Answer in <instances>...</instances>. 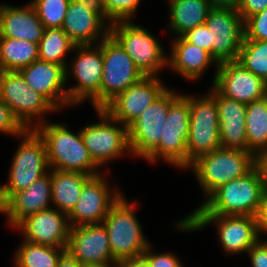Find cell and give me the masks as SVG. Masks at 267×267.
Returning <instances> with one entry per match:
<instances>
[{"label":"cell","instance_id":"6da1fadb","mask_svg":"<svg viewBox=\"0 0 267 267\" xmlns=\"http://www.w3.org/2000/svg\"><path fill=\"white\" fill-rule=\"evenodd\" d=\"M265 189L256 167L243 177L215 189L201 206L189 215H239L255 217Z\"/></svg>","mask_w":267,"mask_h":267},{"label":"cell","instance_id":"7a4b0ae2","mask_svg":"<svg viewBox=\"0 0 267 267\" xmlns=\"http://www.w3.org/2000/svg\"><path fill=\"white\" fill-rule=\"evenodd\" d=\"M42 123L34 130L43 139L50 169L95 176L99 166L89 155L81 132L73 133L63 123Z\"/></svg>","mask_w":267,"mask_h":267},{"label":"cell","instance_id":"3957f363","mask_svg":"<svg viewBox=\"0 0 267 267\" xmlns=\"http://www.w3.org/2000/svg\"><path fill=\"white\" fill-rule=\"evenodd\" d=\"M136 206L135 202H129L121 194L111 205L102 222L108 234L112 257L116 262L143 255L151 244L135 215Z\"/></svg>","mask_w":267,"mask_h":267},{"label":"cell","instance_id":"277c9868","mask_svg":"<svg viewBox=\"0 0 267 267\" xmlns=\"http://www.w3.org/2000/svg\"><path fill=\"white\" fill-rule=\"evenodd\" d=\"M18 138L22 142L13 156L9 180L0 186V207L15 192L27 189L50 171L46 146L39 134L34 129H27Z\"/></svg>","mask_w":267,"mask_h":267},{"label":"cell","instance_id":"5b68a950","mask_svg":"<svg viewBox=\"0 0 267 267\" xmlns=\"http://www.w3.org/2000/svg\"><path fill=\"white\" fill-rule=\"evenodd\" d=\"M211 223H215L222 250L229 255L247 253L261 238L253 216L188 215L178 220L175 226L179 231L190 233L200 231Z\"/></svg>","mask_w":267,"mask_h":267},{"label":"cell","instance_id":"8992f818","mask_svg":"<svg viewBox=\"0 0 267 267\" xmlns=\"http://www.w3.org/2000/svg\"><path fill=\"white\" fill-rule=\"evenodd\" d=\"M255 167V155L237 149L219 148L202 155L188 168L194 172L206 198L219 186L243 177Z\"/></svg>","mask_w":267,"mask_h":267},{"label":"cell","instance_id":"52a82bcc","mask_svg":"<svg viewBox=\"0 0 267 267\" xmlns=\"http://www.w3.org/2000/svg\"><path fill=\"white\" fill-rule=\"evenodd\" d=\"M77 54L65 68L66 83L71 73L76 84L68 87V100L71 106L89 100L94 109H100V87L103 75L102 41L94 45H76ZM70 65V66H69Z\"/></svg>","mask_w":267,"mask_h":267},{"label":"cell","instance_id":"ba28073f","mask_svg":"<svg viewBox=\"0 0 267 267\" xmlns=\"http://www.w3.org/2000/svg\"><path fill=\"white\" fill-rule=\"evenodd\" d=\"M0 99L27 129L45 123V113L58 111L44 96L27 85L18 71H0ZM35 122L31 123V122Z\"/></svg>","mask_w":267,"mask_h":267},{"label":"cell","instance_id":"9c48e42d","mask_svg":"<svg viewBox=\"0 0 267 267\" xmlns=\"http://www.w3.org/2000/svg\"><path fill=\"white\" fill-rule=\"evenodd\" d=\"M110 34L121 44L144 76L157 77L167 67V54L155 35L132 21H116Z\"/></svg>","mask_w":267,"mask_h":267},{"label":"cell","instance_id":"30bf717a","mask_svg":"<svg viewBox=\"0 0 267 267\" xmlns=\"http://www.w3.org/2000/svg\"><path fill=\"white\" fill-rule=\"evenodd\" d=\"M159 145L145 158L148 163L163 161L187 169V139L190 127L189 97L181 95L170 105Z\"/></svg>","mask_w":267,"mask_h":267},{"label":"cell","instance_id":"8fae6325","mask_svg":"<svg viewBox=\"0 0 267 267\" xmlns=\"http://www.w3.org/2000/svg\"><path fill=\"white\" fill-rule=\"evenodd\" d=\"M190 127L187 139V168L198 157L221 148L216 99L209 93L188 95Z\"/></svg>","mask_w":267,"mask_h":267},{"label":"cell","instance_id":"7c38bea8","mask_svg":"<svg viewBox=\"0 0 267 267\" xmlns=\"http://www.w3.org/2000/svg\"><path fill=\"white\" fill-rule=\"evenodd\" d=\"M95 112L100 122L85 126L80 132L89 155L99 167H103L125 153L131 154L128 128L113 119L104 109H95ZM116 124H120V127Z\"/></svg>","mask_w":267,"mask_h":267},{"label":"cell","instance_id":"4fadbf2b","mask_svg":"<svg viewBox=\"0 0 267 267\" xmlns=\"http://www.w3.org/2000/svg\"><path fill=\"white\" fill-rule=\"evenodd\" d=\"M102 52L100 109L144 77L125 49L111 34L102 40Z\"/></svg>","mask_w":267,"mask_h":267},{"label":"cell","instance_id":"5bb4252c","mask_svg":"<svg viewBox=\"0 0 267 267\" xmlns=\"http://www.w3.org/2000/svg\"><path fill=\"white\" fill-rule=\"evenodd\" d=\"M181 94L166 89L128 127V144L131 156L146 158L158 145L170 105Z\"/></svg>","mask_w":267,"mask_h":267},{"label":"cell","instance_id":"9a60e30c","mask_svg":"<svg viewBox=\"0 0 267 267\" xmlns=\"http://www.w3.org/2000/svg\"><path fill=\"white\" fill-rule=\"evenodd\" d=\"M211 57L217 64L237 61L245 37L244 20L237 10L211 8L206 22Z\"/></svg>","mask_w":267,"mask_h":267},{"label":"cell","instance_id":"2e32d148","mask_svg":"<svg viewBox=\"0 0 267 267\" xmlns=\"http://www.w3.org/2000/svg\"><path fill=\"white\" fill-rule=\"evenodd\" d=\"M107 174L91 176L84 184L78 201L68 215L71 227L101 224L111 205L121 196L117 189L111 190Z\"/></svg>","mask_w":267,"mask_h":267},{"label":"cell","instance_id":"e0dca14e","mask_svg":"<svg viewBox=\"0 0 267 267\" xmlns=\"http://www.w3.org/2000/svg\"><path fill=\"white\" fill-rule=\"evenodd\" d=\"M166 89L158 76H144L119 93L103 109L128 128Z\"/></svg>","mask_w":267,"mask_h":267},{"label":"cell","instance_id":"ac0fdd59","mask_svg":"<svg viewBox=\"0 0 267 267\" xmlns=\"http://www.w3.org/2000/svg\"><path fill=\"white\" fill-rule=\"evenodd\" d=\"M213 86L225 97L244 104L266 96L267 83L246 69L239 61L218 64Z\"/></svg>","mask_w":267,"mask_h":267},{"label":"cell","instance_id":"d6986e66","mask_svg":"<svg viewBox=\"0 0 267 267\" xmlns=\"http://www.w3.org/2000/svg\"><path fill=\"white\" fill-rule=\"evenodd\" d=\"M14 229L28 242L67 248L71 226L67 214L51 207L29 215Z\"/></svg>","mask_w":267,"mask_h":267},{"label":"cell","instance_id":"ffe728a7","mask_svg":"<svg viewBox=\"0 0 267 267\" xmlns=\"http://www.w3.org/2000/svg\"><path fill=\"white\" fill-rule=\"evenodd\" d=\"M18 72L28 86L44 96L58 111L71 105L65 89L64 66L38 59Z\"/></svg>","mask_w":267,"mask_h":267},{"label":"cell","instance_id":"44dd1931","mask_svg":"<svg viewBox=\"0 0 267 267\" xmlns=\"http://www.w3.org/2000/svg\"><path fill=\"white\" fill-rule=\"evenodd\" d=\"M66 250L83 266L116 263L102 223L71 227Z\"/></svg>","mask_w":267,"mask_h":267},{"label":"cell","instance_id":"7402d4cb","mask_svg":"<svg viewBox=\"0 0 267 267\" xmlns=\"http://www.w3.org/2000/svg\"><path fill=\"white\" fill-rule=\"evenodd\" d=\"M51 169L27 189L15 192L1 207L8 224L15 228L29 215L51 208Z\"/></svg>","mask_w":267,"mask_h":267},{"label":"cell","instance_id":"603a6c76","mask_svg":"<svg viewBox=\"0 0 267 267\" xmlns=\"http://www.w3.org/2000/svg\"><path fill=\"white\" fill-rule=\"evenodd\" d=\"M208 93L216 99L221 148L251 152L246 138V104L223 96L213 85Z\"/></svg>","mask_w":267,"mask_h":267},{"label":"cell","instance_id":"cb8c5ba5","mask_svg":"<svg viewBox=\"0 0 267 267\" xmlns=\"http://www.w3.org/2000/svg\"><path fill=\"white\" fill-rule=\"evenodd\" d=\"M62 29L75 45L99 44L110 34V26L98 14L73 0L69 2Z\"/></svg>","mask_w":267,"mask_h":267},{"label":"cell","instance_id":"d4e9b609","mask_svg":"<svg viewBox=\"0 0 267 267\" xmlns=\"http://www.w3.org/2000/svg\"><path fill=\"white\" fill-rule=\"evenodd\" d=\"M44 29V25L31 2L23 7L0 5V37L21 39L39 44Z\"/></svg>","mask_w":267,"mask_h":267},{"label":"cell","instance_id":"484cf974","mask_svg":"<svg viewBox=\"0 0 267 267\" xmlns=\"http://www.w3.org/2000/svg\"><path fill=\"white\" fill-rule=\"evenodd\" d=\"M170 47V55H167L168 68L189 81L198 80L212 64L218 67L209 52L189 43L183 36L174 38Z\"/></svg>","mask_w":267,"mask_h":267},{"label":"cell","instance_id":"4316f807","mask_svg":"<svg viewBox=\"0 0 267 267\" xmlns=\"http://www.w3.org/2000/svg\"><path fill=\"white\" fill-rule=\"evenodd\" d=\"M169 31L173 38L182 37L194 27L206 22L208 13L212 8L209 0H168Z\"/></svg>","mask_w":267,"mask_h":267},{"label":"cell","instance_id":"83f0119b","mask_svg":"<svg viewBox=\"0 0 267 267\" xmlns=\"http://www.w3.org/2000/svg\"><path fill=\"white\" fill-rule=\"evenodd\" d=\"M91 177L80 172L51 169L53 208L69 215L81 195L85 182Z\"/></svg>","mask_w":267,"mask_h":267},{"label":"cell","instance_id":"f1b7e54d","mask_svg":"<svg viewBox=\"0 0 267 267\" xmlns=\"http://www.w3.org/2000/svg\"><path fill=\"white\" fill-rule=\"evenodd\" d=\"M38 59L37 43L0 37V71H19Z\"/></svg>","mask_w":267,"mask_h":267},{"label":"cell","instance_id":"f546056e","mask_svg":"<svg viewBox=\"0 0 267 267\" xmlns=\"http://www.w3.org/2000/svg\"><path fill=\"white\" fill-rule=\"evenodd\" d=\"M248 149L256 155L267 148V96L246 104L245 116Z\"/></svg>","mask_w":267,"mask_h":267},{"label":"cell","instance_id":"4dcf8cb0","mask_svg":"<svg viewBox=\"0 0 267 267\" xmlns=\"http://www.w3.org/2000/svg\"><path fill=\"white\" fill-rule=\"evenodd\" d=\"M66 248L35 244L23 240L14 254L15 267H57Z\"/></svg>","mask_w":267,"mask_h":267},{"label":"cell","instance_id":"1f68e13d","mask_svg":"<svg viewBox=\"0 0 267 267\" xmlns=\"http://www.w3.org/2000/svg\"><path fill=\"white\" fill-rule=\"evenodd\" d=\"M75 46L62 28H45L38 44L39 60L56 63L66 68L67 54L71 51L73 53Z\"/></svg>","mask_w":267,"mask_h":267},{"label":"cell","instance_id":"d6a6232c","mask_svg":"<svg viewBox=\"0 0 267 267\" xmlns=\"http://www.w3.org/2000/svg\"><path fill=\"white\" fill-rule=\"evenodd\" d=\"M237 61L267 83V40H243Z\"/></svg>","mask_w":267,"mask_h":267},{"label":"cell","instance_id":"836d02e7","mask_svg":"<svg viewBox=\"0 0 267 267\" xmlns=\"http://www.w3.org/2000/svg\"><path fill=\"white\" fill-rule=\"evenodd\" d=\"M44 28H62L70 0H32Z\"/></svg>","mask_w":267,"mask_h":267},{"label":"cell","instance_id":"e575fe53","mask_svg":"<svg viewBox=\"0 0 267 267\" xmlns=\"http://www.w3.org/2000/svg\"><path fill=\"white\" fill-rule=\"evenodd\" d=\"M141 0H103L106 17L112 22L130 21L136 16Z\"/></svg>","mask_w":267,"mask_h":267},{"label":"cell","instance_id":"d590c367","mask_svg":"<svg viewBox=\"0 0 267 267\" xmlns=\"http://www.w3.org/2000/svg\"><path fill=\"white\" fill-rule=\"evenodd\" d=\"M245 37L244 40H267V8L253 16H250L244 22Z\"/></svg>","mask_w":267,"mask_h":267},{"label":"cell","instance_id":"8d00e7d4","mask_svg":"<svg viewBox=\"0 0 267 267\" xmlns=\"http://www.w3.org/2000/svg\"><path fill=\"white\" fill-rule=\"evenodd\" d=\"M25 130L7 104L0 99V132L18 137Z\"/></svg>","mask_w":267,"mask_h":267},{"label":"cell","instance_id":"74e56055","mask_svg":"<svg viewBox=\"0 0 267 267\" xmlns=\"http://www.w3.org/2000/svg\"><path fill=\"white\" fill-rule=\"evenodd\" d=\"M151 244L143 253V255L148 259L150 267H183L180 262L179 257H177L173 253L162 252L160 253H152Z\"/></svg>","mask_w":267,"mask_h":267},{"label":"cell","instance_id":"f35d334b","mask_svg":"<svg viewBox=\"0 0 267 267\" xmlns=\"http://www.w3.org/2000/svg\"><path fill=\"white\" fill-rule=\"evenodd\" d=\"M183 37L189 43H192L206 50L211 55V44H209V29L206 24L194 27L192 30H189L187 33H185Z\"/></svg>","mask_w":267,"mask_h":267},{"label":"cell","instance_id":"ab89813d","mask_svg":"<svg viewBox=\"0 0 267 267\" xmlns=\"http://www.w3.org/2000/svg\"><path fill=\"white\" fill-rule=\"evenodd\" d=\"M251 267H267V240L262 237L247 251Z\"/></svg>","mask_w":267,"mask_h":267},{"label":"cell","instance_id":"60d3db41","mask_svg":"<svg viewBox=\"0 0 267 267\" xmlns=\"http://www.w3.org/2000/svg\"><path fill=\"white\" fill-rule=\"evenodd\" d=\"M267 8V0H241L238 13L244 22L250 17Z\"/></svg>","mask_w":267,"mask_h":267},{"label":"cell","instance_id":"b9f144b4","mask_svg":"<svg viewBox=\"0 0 267 267\" xmlns=\"http://www.w3.org/2000/svg\"><path fill=\"white\" fill-rule=\"evenodd\" d=\"M259 234H267V187H265L258 211L255 215Z\"/></svg>","mask_w":267,"mask_h":267},{"label":"cell","instance_id":"7bdbcfd3","mask_svg":"<svg viewBox=\"0 0 267 267\" xmlns=\"http://www.w3.org/2000/svg\"><path fill=\"white\" fill-rule=\"evenodd\" d=\"M77 4L82 5L87 10L98 14L109 26L112 22L106 17V10L103 4V0H73Z\"/></svg>","mask_w":267,"mask_h":267},{"label":"cell","instance_id":"ee69618b","mask_svg":"<svg viewBox=\"0 0 267 267\" xmlns=\"http://www.w3.org/2000/svg\"><path fill=\"white\" fill-rule=\"evenodd\" d=\"M255 167L258 169L265 187H267V148L255 155Z\"/></svg>","mask_w":267,"mask_h":267},{"label":"cell","instance_id":"f6af8a7d","mask_svg":"<svg viewBox=\"0 0 267 267\" xmlns=\"http://www.w3.org/2000/svg\"><path fill=\"white\" fill-rule=\"evenodd\" d=\"M119 267H150V264L148 259L141 255L120 261Z\"/></svg>","mask_w":267,"mask_h":267},{"label":"cell","instance_id":"bcb514c9","mask_svg":"<svg viewBox=\"0 0 267 267\" xmlns=\"http://www.w3.org/2000/svg\"><path fill=\"white\" fill-rule=\"evenodd\" d=\"M57 267H83L67 250L61 255Z\"/></svg>","mask_w":267,"mask_h":267},{"label":"cell","instance_id":"7dc6e473","mask_svg":"<svg viewBox=\"0 0 267 267\" xmlns=\"http://www.w3.org/2000/svg\"><path fill=\"white\" fill-rule=\"evenodd\" d=\"M213 8H229L238 10L241 0H209Z\"/></svg>","mask_w":267,"mask_h":267},{"label":"cell","instance_id":"c3c4849f","mask_svg":"<svg viewBox=\"0 0 267 267\" xmlns=\"http://www.w3.org/2000/svg\"><path fill=\"white\" fill-rule=\"evenodd\" d=\"M83 267H119V262L110 264H92V265H85Z\"/></svg>","mask_w":267,"mask_h":267}]
</instances>
